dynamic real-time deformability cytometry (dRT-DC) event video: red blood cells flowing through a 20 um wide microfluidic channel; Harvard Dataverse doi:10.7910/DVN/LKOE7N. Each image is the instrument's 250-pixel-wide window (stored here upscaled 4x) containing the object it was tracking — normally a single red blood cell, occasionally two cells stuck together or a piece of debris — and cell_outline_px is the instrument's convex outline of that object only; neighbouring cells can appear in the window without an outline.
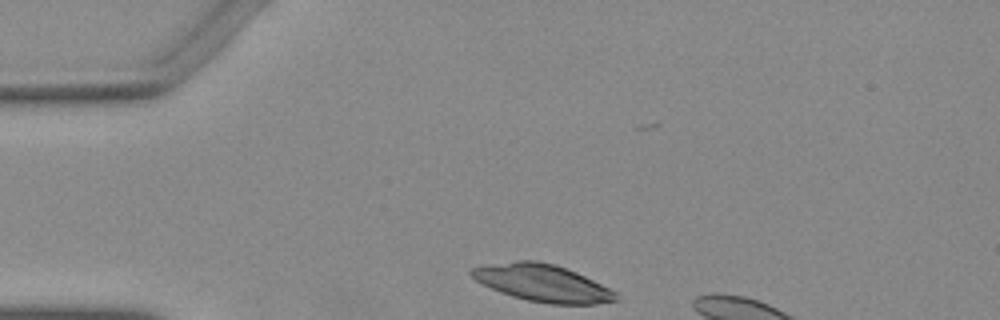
{"species": "Egyptian fruit bat (a non-hibernating species)", "species_latin": "Rousettus aegyptiacus", "temperature_condition": "warm", "stored_images_in_passage": 6, "camera_frame_rate_fps": 3000, "um_per_image_px": 0.085, "animal": {"sex": "female"}, "frame": {"image": 1, "passage_image": 2, "time_ms": 0.333, "image_size_px": [1000, 320], "cell_outline_px": [[620, 300], [596, 304], [548, 304], [528, 300], [512, 296], [500, 292], [476, 280], [468, 272], [472, 268], [516, 260], [536, 260], [556, 264], [568, 268], [616, 292]], "centroid_in_image_um": [46.14, 24.05], "position_along_channel_um": 38.9, "area_um2": 31.04}}